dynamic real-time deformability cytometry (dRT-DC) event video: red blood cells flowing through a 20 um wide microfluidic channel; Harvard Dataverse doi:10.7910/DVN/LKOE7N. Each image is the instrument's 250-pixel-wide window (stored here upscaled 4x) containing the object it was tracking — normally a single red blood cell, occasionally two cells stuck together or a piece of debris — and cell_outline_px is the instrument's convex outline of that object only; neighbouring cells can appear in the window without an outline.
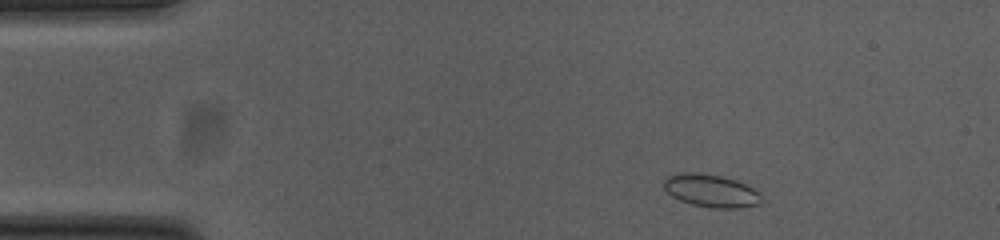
{"species": "common noctule bat (a hibernating species)", "species_latin": "Nyctalus noctula", "temperature_condition": "cold", "stored_images_in_passage": 50, "camera_frame_rate_fps": 3000, "um_per_image_px": 0.085, "animal": {"sex": "female", "body_mass_g": 23.0, "forearm_length_mm": 53.4}, "frame": {"image": 1, "passage_image": 4, "time_ms": 1.0, "image_size_px": [1000, 240], "cell_outline_px": [[764, 204], [740, 208], [712, 208], [692, 204], [680, 200], [672, 196], [664, 188], [664, 180], [668, 176], [680, 172], [692, 172], [720, 176], [736, 180], [760, 192]], "centroid_in_image_um": [60.48, 16.23], "position_along_channel_um": 24.5, "area_um2": 18.73}}
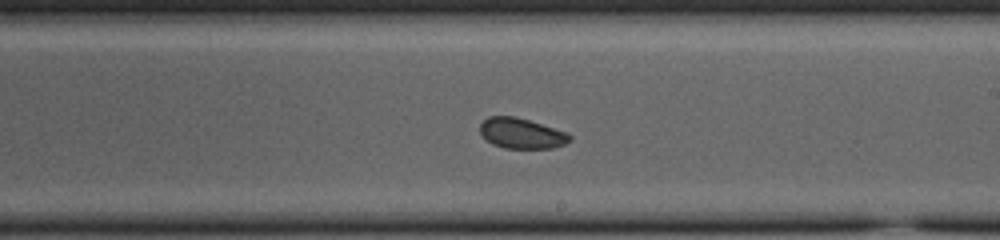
{"frame": {"image": 2, "passage_image": 27, "time_ms": 8.667, "image_size_px": [1000, 240], "cell_outline_px": [[572, 140], [564, 144], [552, 148], [504, 148], [492, 144], [480, 132], [480, 124], [488, 116], [516, 116], [568, 132], [572, 136]], "centroid_in_image_um": [44.35, 11.33], "position_along_channel_um": 244.6, "area_um2": 15.95}}
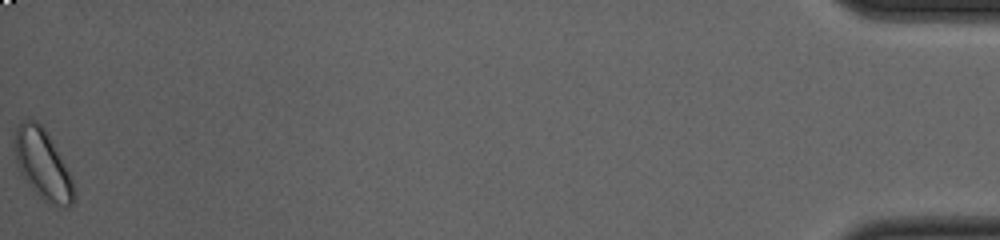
{"frame": {"image": 3, "passage_image": 50, "time_ms": 16.333, "image_size_px": [1000, 240], "cell_outline_px": [[72, 204], [68, 208], [56, 208], [48, 204], [28, 184], [20, 172], [16, 160], [12, 144], [16, 128], [20, 120], [28, 116], [36, 120], [44, 128], [60, 156], [72, 180]], "centroid_in_image_um": [3.56, 13.93], "position_along_channel_um": 431.6, "area_um2": 24.1}, "authors_computed_cell_mechanics": {"area_um2": 17.0221, "velocity_mm_per_s": 3.7722, "shape_relaxation_time_tau1_ms": 2.9349, "shape_relaxation_time_tau2_ms": 3.007, "deformation_change_tau1": 0.0415, "deformation_change_tau2": 0.0477}}